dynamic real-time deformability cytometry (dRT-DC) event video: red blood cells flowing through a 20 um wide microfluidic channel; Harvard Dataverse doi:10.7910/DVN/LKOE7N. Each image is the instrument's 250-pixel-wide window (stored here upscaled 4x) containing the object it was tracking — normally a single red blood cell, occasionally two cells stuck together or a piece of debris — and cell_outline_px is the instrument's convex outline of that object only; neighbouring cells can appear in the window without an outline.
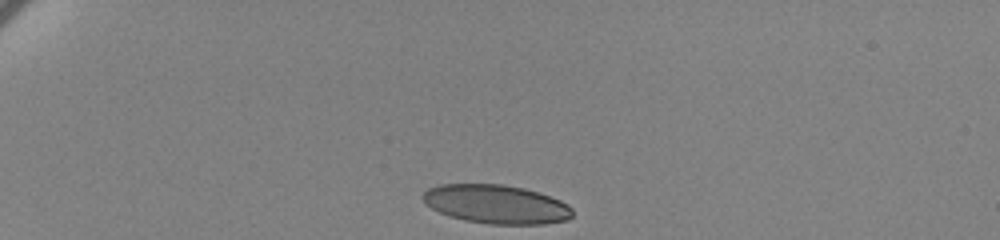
{"species": "human", "species_latin": "Homo sapiens", "temperature_condition": "cold", "stored_images_in_passage": 38, "camera_frame_rate_fps": 3000, "um_per_image_px": 0.085, "donor": {"sex": "female"}, "frame": {"image": 1, "passage_image": 1, "time_ms": 0.0, "image_size_px": [1000, 240], "cell_outline_px": [[572, 216], [568, 220], [544, 224], [488, 224], [464, 220], [448, 216], [432, 208], [420, 196], [428, 188], [440, 184], [500, 184], [524, 188], [560, 200], [568, 204], [572, 208]], "centroid_in_image_um": [42.17, 17.36], "position_along_channel_um": 42.8, "area_um2": 33.81}}
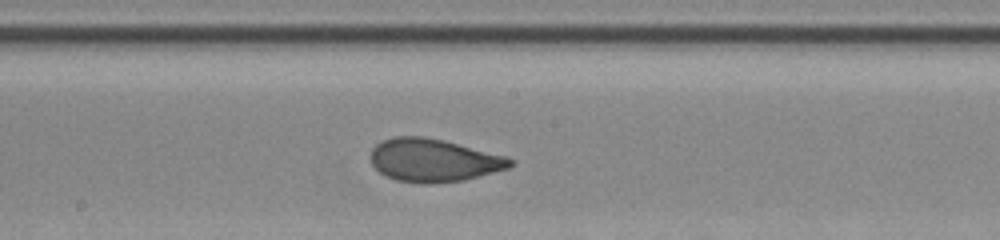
{"frame": {"image": 2, "passage_image": 21, "time_ms": 6.667, "image_size_px": [1000, 240], "cell_outline_px": [[512, 164], [508, 168], [464, 180], [432, 184], [420, 184], [396, 180], [380, 172], [372, 164], [368, 156], [372, 148], [376, 144], [384, 140], [396, 136], [424, 136], [444, 140], [504, 156], [512, 160]], "centroid_in_image_um": [36.79, 13.63], "position_along_channel_um": 211.4, "area_um2": 34.85}}
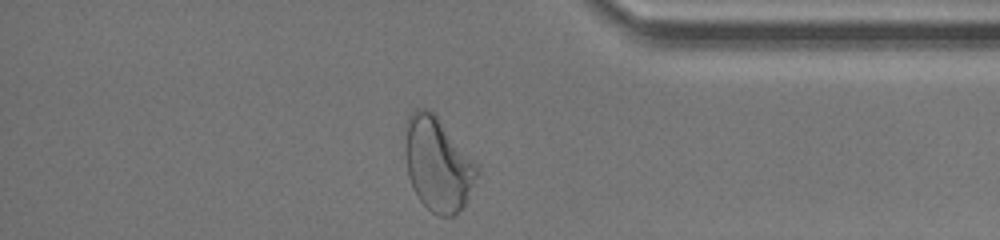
{"frame": {"image": 3, "passage_image": 38, "time_ms": 12.333, "image_size_px": [1000, 240], "cell_outline_px": [[480, 172], [464, 208], [456, 216], [440, 216], [432, 212], [420, 200], [412, 188], [408, 176], [404, 152], [404, 124], [408, 116], [416, 108], [424, 108], [432, 112], [436, 116], [480, 164]], "centroid_in_image_um": [37.23, 13.96], "position_along_channel_um": 398.0, "area_um2": 40.29}, "authors_computed_cell_mechanics": {"area_um2": 34.7956, "velocity_mm_per_s": 3.439, "shape_relaxation_time_tau1_ms": 4.9393, "shape_relaxation_time_tau2_ms": 0.7245, "deformation_change_tau1": 0.1652, "deformation_change_tau2": 0.0548}}